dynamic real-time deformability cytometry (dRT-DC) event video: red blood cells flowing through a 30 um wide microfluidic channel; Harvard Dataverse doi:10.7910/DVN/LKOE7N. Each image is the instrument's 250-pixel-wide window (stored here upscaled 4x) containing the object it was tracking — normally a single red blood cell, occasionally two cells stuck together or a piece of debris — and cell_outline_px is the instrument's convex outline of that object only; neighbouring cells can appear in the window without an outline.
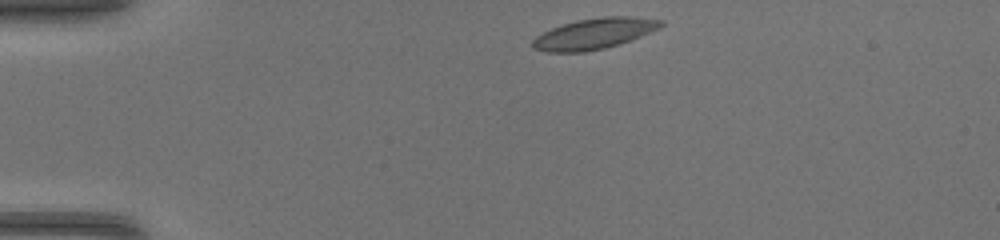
{"species": "common noctule bat (a hibernating species)", "species_latin": "Nyctalus noctula", "temperature_condition": "warm", "stored_images_in_passage": 37, "camera_frame_rate_fps": 3000, "um_per_image_px": 0.085, "animal": {"sex": "female", "body_mass_g": 17.0, "forearm_length_mm": 48.0}, "frame": {"image": 1, "passage_image": 1, "time_ms": 0.0, "image_size_px": [1000, 240], "cell_outline_px": [[664, 24], [660, 28], [620, 44], [604, 48], [584, 52], [544, 52], [532, 48], [532, 40], [536, 36], [552, 28], [576, 20], [604, 16], [632, 16], [664, 20]], "centroid_in_image_um": [50.51, 2.86], "position_along_channel_um": 34.5, "area_um2": 23.06}}
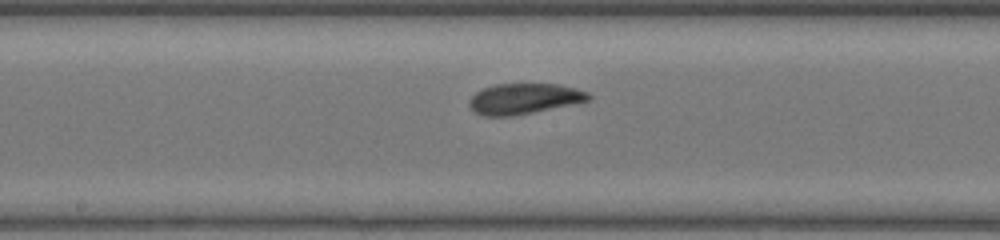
{"frame": {"image": 2, "passage_image": 16, "time_ms": 5.0, "image_size_px": [1000, 240], "cell_outline_px": [[592, 100], [512, 116], [484, 116], [476, 112], [468, 104], [468, 100], [476, 92], [484, 88], [496, 84], [556, 84], [576, 88], [588, 92], [592, 96]], "centroid_in_image_um": [44.56, 8.39], "position_along_channel_um": 203.6, "area_um2": 21.15}}
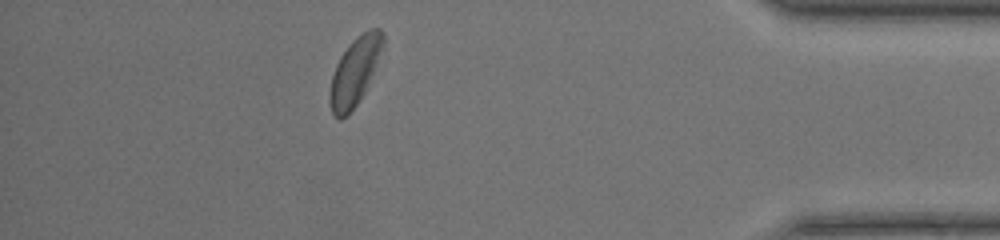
{"frame": {"image": 3, "passage_image": 32, "time_ms": 10.333, "image_size_px": [1000, 240], "cell_outline_px": [[384, 44], [364, 92], [348, 116], [340, 120], [332, 112], [328, 100], [332, 76], [336, 64], [340, 56], [352, 40], [356, 36], [368, 28], [380, 28], [384, 36]], "centroid_in_image_um": [30.14, 6.06], "position_along_channel_um": 405.1, "area_um2": 20.75}}